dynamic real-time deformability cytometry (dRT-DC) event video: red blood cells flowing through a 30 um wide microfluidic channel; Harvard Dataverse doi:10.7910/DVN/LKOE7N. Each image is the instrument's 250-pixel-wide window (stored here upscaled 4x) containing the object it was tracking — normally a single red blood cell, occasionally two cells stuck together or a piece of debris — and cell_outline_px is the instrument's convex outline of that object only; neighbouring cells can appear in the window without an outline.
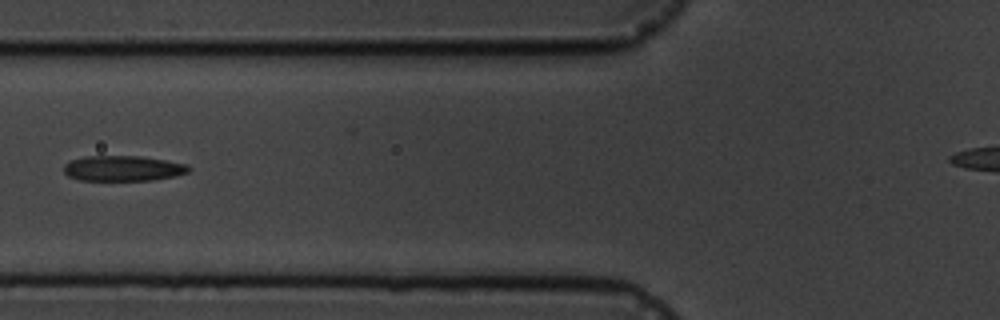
{"species": "common noctule bat (a hibernating species)", "species_latin": "Nyctalus noctula", "temperature_condition": "cold", "stored_images_in_passage": 11, "camera_frame_rate_fps": 3000, "um_per_image_px": 0.085, "animal": {"sex": "male", "body_mass_g": 19.5, "forearm_length_mm": 54.6}, "frame": {"image": 1, "passage_image": 2, "time_ms": 1.333, "image_size_px": [1000, 320], "cell_outline_px": [[192, 168], [188, 172], [176, 176], [152, 180], [80, 180], [68, 176], [64, 172], [64, 164], [72, 160], [84, 156], [140, 156], [188, 164]], "centroid_in_image_um": [10.47, 14.31], "position_along_channel_um": 115.3, "area_um2": 18.5}}
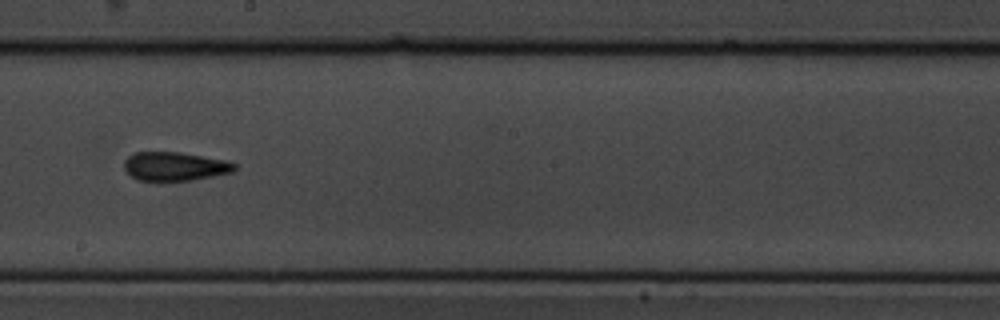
{"frame": {"image": 2, "passage_image": 5, "time_ms": 4.667, "image_size_px": [1000, 320], "cell_outline_px": [[236, 168], [232, 172], [192, 180], [136, 180], [124, 168], [124, 160], [128, 156], [136, 152], [180, 152], [224, 160], [236, 164]], "centroid_in_image_um": [14.84, 14.13], "position_along_channel_um": 233.4, "area_um2": 18.26}}
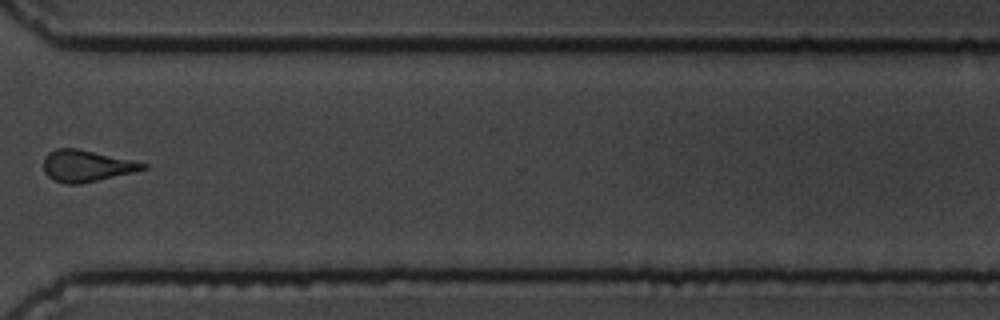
{"frame": {"image": 3, "passage_image": 8, "time_ms": 8.333, "image_size_px": [1000, 320], "cell_outline_px": [[148, 168], [132, 172], [80, 184], [64, 184], [52, 180], [44, 172], [44, 156], [48, 152], [56, 148], [76, 148], [132, 160], [148, 164]], "centroid_in_image_um": [7.3, 14.1], "position_along_channel_um": 363.3, "area_um2": 18.21}, "authors_computed_cell_mechanics": {"area_um2": 18.2648, "velocity_mm_per_s": 3.5516, "shape_relaxation_time_tau1_ms": null, "shape_relaxation_time_tau2_ms": 6.3567, "deformation_change_tau1": null, "deformation_change_tau2": 0.1533}}